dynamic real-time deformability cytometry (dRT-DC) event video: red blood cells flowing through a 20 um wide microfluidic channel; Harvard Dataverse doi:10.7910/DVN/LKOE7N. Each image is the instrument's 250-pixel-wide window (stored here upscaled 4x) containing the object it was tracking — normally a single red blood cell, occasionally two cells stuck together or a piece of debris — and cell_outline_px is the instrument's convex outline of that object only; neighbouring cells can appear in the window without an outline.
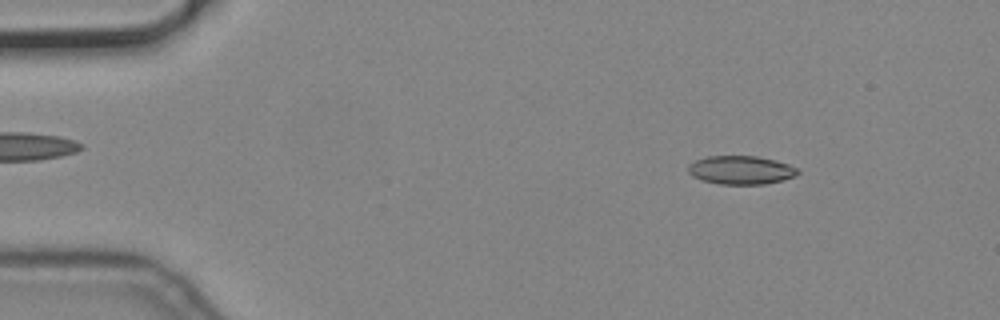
{"species": "common noctule bat (a hibernating species)", "species_latin": "Nyctalus noctula", "temperature_condition": "cold", "stored_images_in_passage": 7, "camera_frame_rate_fps": 3000, "um_per_image_px": 0.085, "animal": {"sex": "male", "body_mass_g": 19.2, "forearm_length_mm": 51.8}, "frame": {"image": 1, "passage_image": 3, "time_ms": 0.667, "image_size_px": [1000, 320], "cell_outline_px": [[800, 172], [796, 176], [764, 184], [720, 184], [704, 180], [692, 176], [688, 172], [688, 164], [696, 160], [708, 156], [756, 156], [788, 164], [796, 168]], "centroid_in_image_um": [62.95, 14.45], "position_along_channel_um": 22.0, "area_um2": 17.98}}
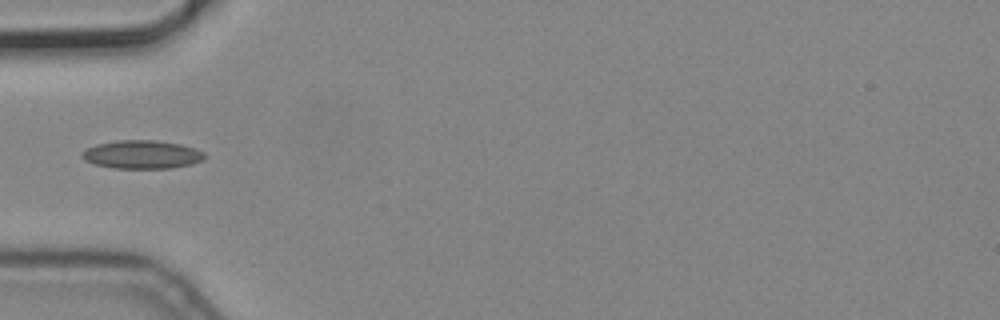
{"frame": {"image": 2, "passage_image": 6, "time_ms": 1.667, "image_size_px": [1000, 320], "cell_outline_px": [[204, 160], [192, 164], [172, 168], [116, 168], [96, 164], [84, 160], [80, 156], [80, 152], [96, 144], [116, 140], [156, 140], [180, 144], [196, 148], [204, 152]], "centroid_in_image_um": [12.07, 13.13], "position_along_channel_um": 72.9, "area_um2": 20.35}}